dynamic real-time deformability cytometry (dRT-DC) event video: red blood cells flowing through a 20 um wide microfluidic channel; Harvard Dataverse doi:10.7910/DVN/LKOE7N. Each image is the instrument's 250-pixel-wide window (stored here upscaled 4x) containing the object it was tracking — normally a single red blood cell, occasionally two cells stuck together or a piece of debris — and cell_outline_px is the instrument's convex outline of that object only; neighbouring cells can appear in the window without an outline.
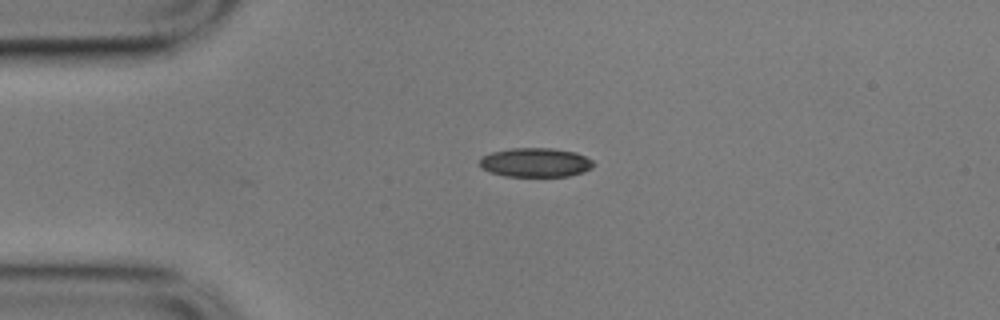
{"species": "common noctule bat (a hibernating species)", "species_latin": "Nyctalus noctula", "temperature_condition": "cold", "stored_images_in_passage": 45, "camera_frame_rate_fps": 3000, "um_per_image_px": 0.085, "animal": {"sex": "male", "body_mass_g": 17.9}, "frame": {"image": 1, "passage_image": 1, "time_ms": 0.0, "image_size_px": [1000, 320], "cell_outline_px": [[596, 164], [592, 168], [584, 172], [568, 176], [504, 176], [480, 168], [480, 156], [492, 152], [512, 148], [552, 148], [576, 152], [592, 160]], "centroid_in_image_um": [45.53, 13.81], "position_along_channel_um": 39.5, "area_um2": 19.42}}
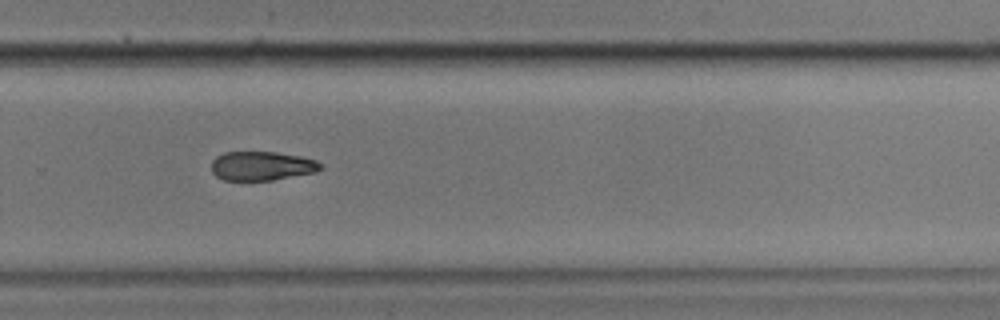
{"frame": {"image": 2, "passage_image": 26, "time_ms": 8.333, "image_size_px": [1000, 320], "cell_outline_px": [[324, 164], [316, 172], [272, 180], [224, 180], [216, 176], [212, 172], [212, 160], [216, 156], [224, 152], [276, 152], [300, 156], [316, 160]], "centroid_in_image_um": [22.25, 14.1], "position_along_channel_um": 307.6, "area_um2": 18.5}}
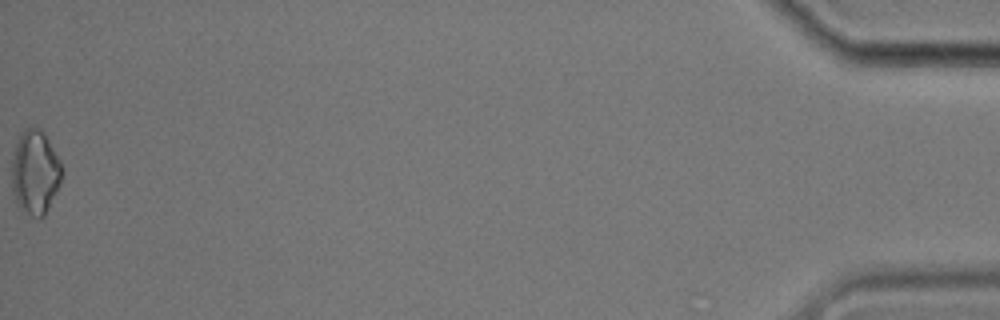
{"frame": {"image": 3, "passage_image": 45, "time_ms": 14.667, "image_size_px": [1000, 320], "cell_outline_px": [[64, 172], [60, 184], [44, 216], [32, 216], [20, 208], [16, 204], [12, 192], [12, 160], [16, 144], [20, 132], [24, 128], [40, 128], [44, 132], [60, 160]], "centroid_in_image_um": [2.99, 14.63], "position_along_channel_um": 432.2, "area_um2": 24.68}, "authors_computed_cell_mechanics": {"area_um2": 20.3456, "velocity_mm_per_s": 3.5322, "shape_relaxation_time_tau1_ms": 3.7484, "shape_relaxation_time_tau2_ms": null, "deformation_change_tau1": 0.1296, "deformation_change_tau2": null}}